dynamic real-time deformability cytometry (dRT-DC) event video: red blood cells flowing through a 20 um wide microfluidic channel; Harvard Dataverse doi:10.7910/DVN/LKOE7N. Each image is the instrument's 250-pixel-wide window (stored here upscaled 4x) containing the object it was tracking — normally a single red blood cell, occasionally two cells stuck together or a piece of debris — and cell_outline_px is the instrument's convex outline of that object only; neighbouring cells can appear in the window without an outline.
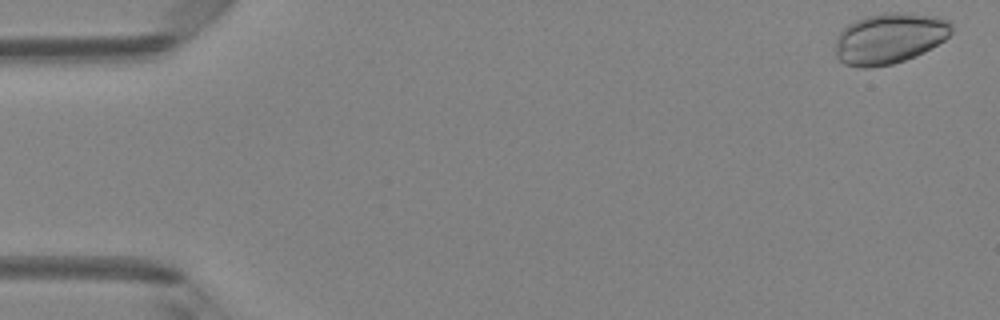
{"species": "Egyptian fruit bat (a non-hibernating species)", "species_latin": "Rousettus aegyptiacus", "temperature_condition": "room temperature", "stored_images_in_passage": 48, "camera_frame_rate_fps": 3000, "um_per_image_px": 0.085, "animal": {"sex": "female"}, "frame": {"image": 1, "passage_image": 1, "time_ms": 0.0, "image_size_px": [1000, 320], "cell_outline_px": [[952, 32], [944, 40], [924, 52], [904, 60], [892, 64], [868, 68], [860, 68], [844, 64], [836, 56], [836, 40], [840, 32], [848, 24], [856, 20], [868, 16], [884, 12], [904, 12], [940, 16], [948, 20], [952, 24]], "centroid_in_image_um": [75.62, 3.25], "position_along_channel_um": 9.4, "area_um2": 34.51}}
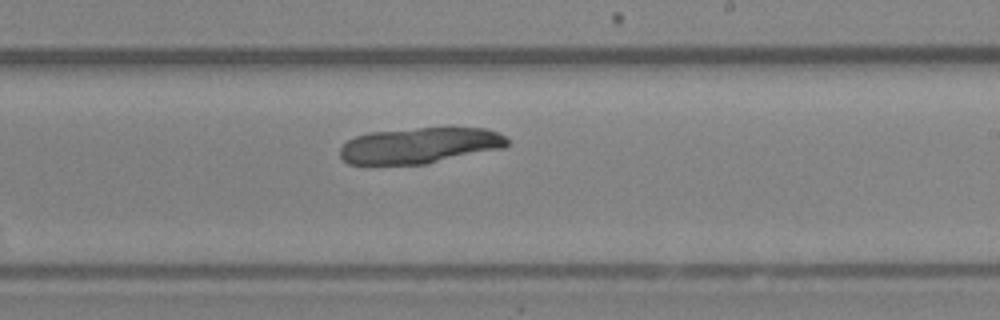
{"frame": {"image": 2, "passage_image": 29, "time_ms": 9.333, "image_size_px": [1000, 320], "cell_outline_px": [[508, 144], [504, 148], [424, 164], [348, 164], [340, 156], [340, 148], [348, 140], [356, 136], [368, 132], [416, 128], [488, 128], [504, 136], [508, 140]], "centroid_in_image_um": [35.67, 12.36], "position_along_channel_um": 253.3, "area_um2": 34.85}}
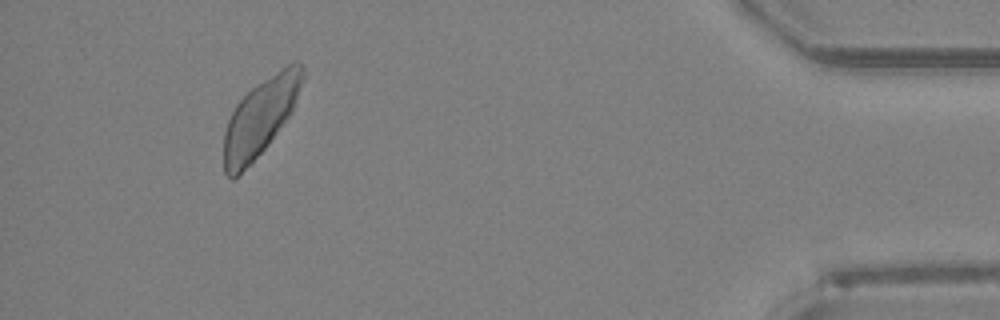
{"frame": {"image": 3, "passage_image": 45, "time_ms": 14.667, "image_size_px": [1000, 320], "cell_outline_px": [[304, 80], [292, 112], [252, 164], [232, 180], [224, 172], [224, 132], [228, 120], [236, 104], [256, 84], [292, 60], [300, 60], [304, 68]], "centroid_in_image_um": [22.15, 9.93], "position_along_channel_um": 413.1, "area_um2": 35.49}}